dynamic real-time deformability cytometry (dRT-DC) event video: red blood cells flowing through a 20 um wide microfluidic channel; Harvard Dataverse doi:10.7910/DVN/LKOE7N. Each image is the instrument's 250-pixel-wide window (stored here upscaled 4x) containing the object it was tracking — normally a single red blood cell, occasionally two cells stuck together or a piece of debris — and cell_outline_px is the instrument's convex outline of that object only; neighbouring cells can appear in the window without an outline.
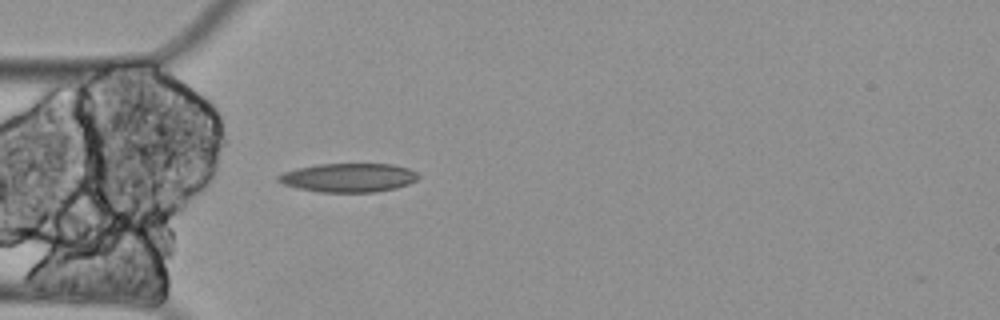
{"species": "Egyptian fruit bat (a non-hibernating species)", "species_latin": "Rousettus aegyptiacus", "temperature_condition": "cold", "stored_images_in_passage": 32, "camera_frame_rate_fps": 3000, "um_per_image_px": 0.085, "animal": {"sex": "female"}, "frame": {"image": 1, "passage_image": 1, "time_ms": 0.0, "image_size_px": [1000, 320], "cell_outline_px": [[420, 176], [416, 180], [408, 184], [396, 188], [372, 192], [320, 192], [300, 188], [284, 184], [276, 180], [276, 176], [284, 172], [296, 168], [320, 164], [392, 164], [408, 168], [416, 172]], "centroid_in_image_um": [29.63, 15.09], "position_along_channel_um": 55.4, "area_um2": 23.41}}
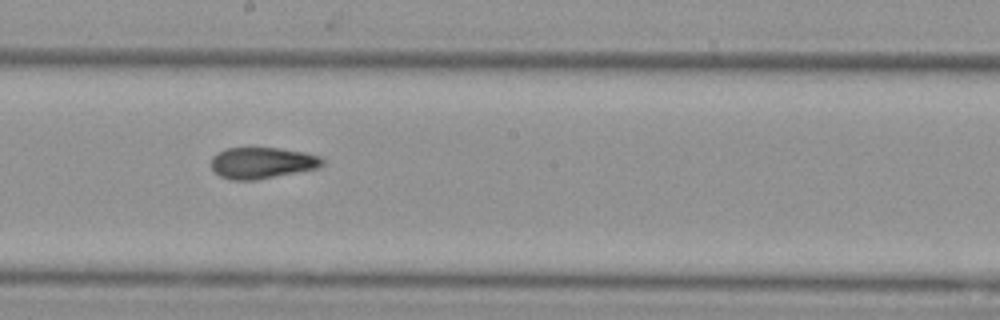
{"frame": {"image": 2, "passage_image": 16, "time_ms": 5.0, "image_size_px": [1000, 320], "cell_outline_px": [[324, 164], [320, 168], [256, 180], [232, 180], [220, 176], [212, 168], [212, 156], [216, 152], [228, 148], [280, 148], [304, 152], [320, 156], [324, 160]], "centroid_in_image_um": [22.31, 13.84], "position_along_channel_um": 225.9, "area_um2": 20.4}}
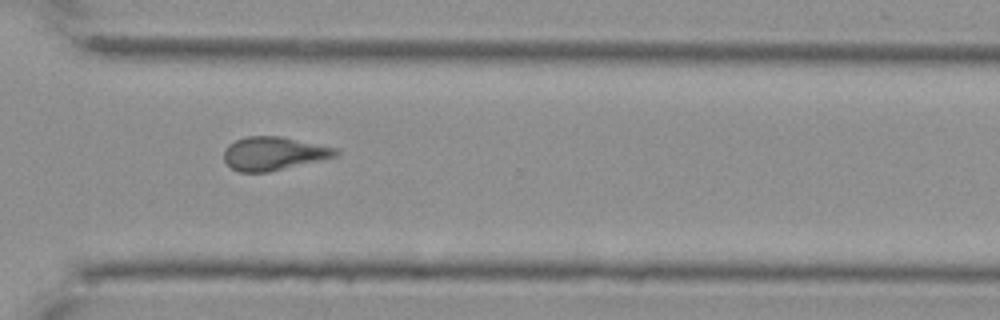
{"frame": {"image": 3, "passage_image": 27, "time_ms": 8.667, "image_size_px": [1000, 320], "cell_outline_px": [[340, 156], [268, 172], [240, 172], [232, 168], [224, 160], [224, 148], [228, 144], [236, 140], [248, 136], [280, 136], [336, 148], [340, 152]], "centroid_in_image_um": [23.27, 13.05], "position_along_channel_um": 347.3, "area_um2": 21.79}}